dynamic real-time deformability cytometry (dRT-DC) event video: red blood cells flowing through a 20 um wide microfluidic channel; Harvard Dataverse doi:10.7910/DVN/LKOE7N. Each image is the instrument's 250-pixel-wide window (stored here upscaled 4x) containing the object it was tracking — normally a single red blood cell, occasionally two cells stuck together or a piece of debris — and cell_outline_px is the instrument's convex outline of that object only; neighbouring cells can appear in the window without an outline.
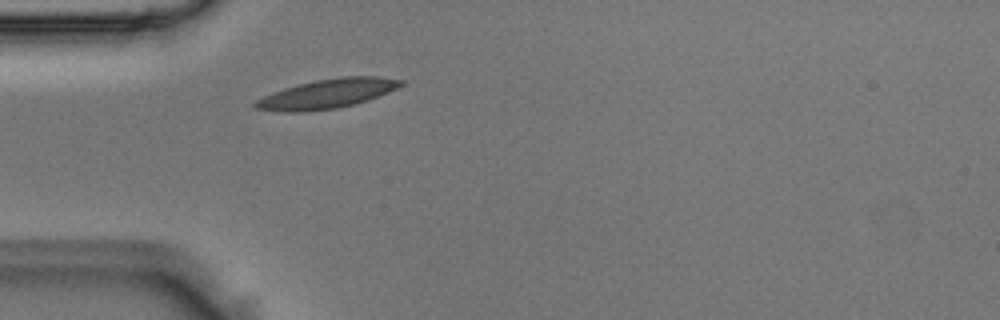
{"species": "Egyptian fruit bat (a non-hibernating species)", "species_latin": "Rousettus aegyptiacus", "temperature_condition": "room temperature", "stored_images_in_passage": 1, "camera_frame_rate_fps": 3000, "um_per_image_px": 0.085, "animal": {"sex": "male"}, "frame": {"image": 1, "passage_image": 1, "time_ms": 0.0, "image_size_px": [1000, 320], "cell_outline_px": [[404, 84], [388, 92], [368, 100], [336, 108], [300, 112], [288, 112], [256, 108], [252, 104], [256, 100], [264, 96], [284, 88], [316, 80], [340, 76], [380, 76], [404, 80]], "centroid_in_image_um": [27.85, 7.95], "position_along_channel_um": 57.2, "area_um2": 24.57}}